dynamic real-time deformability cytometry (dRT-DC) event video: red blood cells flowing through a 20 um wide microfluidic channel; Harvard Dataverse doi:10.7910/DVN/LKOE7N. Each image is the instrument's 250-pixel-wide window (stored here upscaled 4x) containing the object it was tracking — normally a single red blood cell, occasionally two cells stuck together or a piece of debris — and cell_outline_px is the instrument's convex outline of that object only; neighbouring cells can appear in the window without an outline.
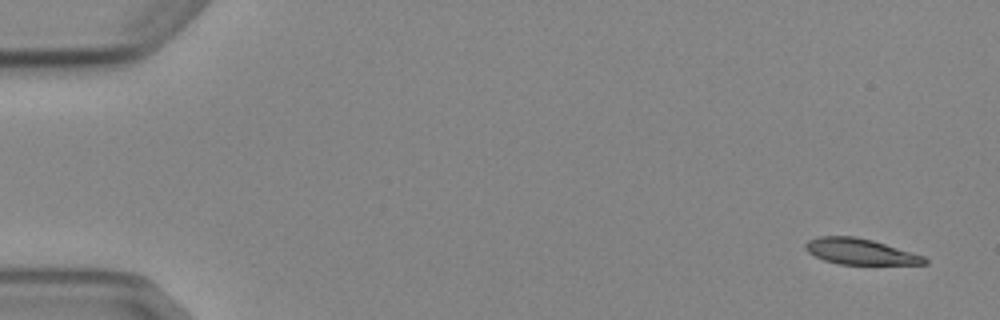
{"species": "Egyptian fruit bat (a non-hibernating species)", "species_latin": "Rousettus aegyptiacus", "temperature_condition": "cold", "stored_images_in_passage": 5, "camera_frame_rate_fps": 3000, "um_per_image_px": 0.085, "animal": {"sex": "female"}, "frame": {"image": 1, "passage_image": 1, "time_ms": 0.0, "image_size_px": [1000, 320], "cell_outline_px": [[928, 264], [840, 264], [824, 260], [808, 252], [804, 248], [804, 244], [808, 240], [820, 236], [856, 236], [872, 240], [924, 256], [928, 260]], "centroid_in_image_um": [73.09, 21.38], "position_along_channel_um": 11.9, "area_um2": 17.8}}
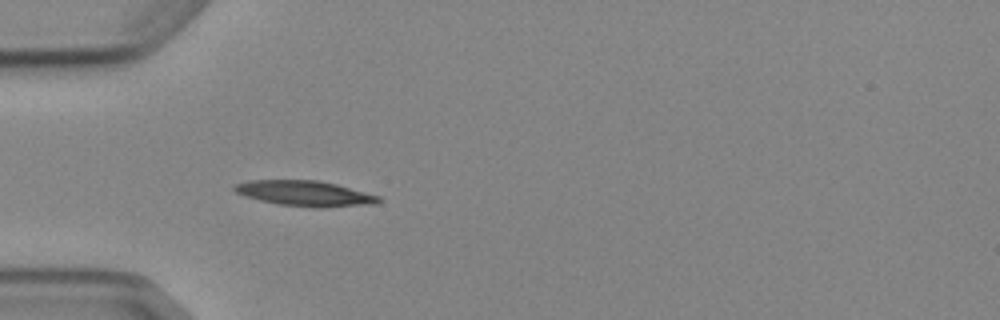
{"frame": {"image": 2, "passage_image": 5, "time_ms": 4.667, "image_size_px": [1000, 320], "cell_outline_px": [[384, 200], [376, 204], [320, 208], [312, 208], [280, 204], [260, 200], [244, 196], [236, 192], [232, 188], [232, 184], [248, 180], [316, 180], [336, 184], [380, 196]], "centroid_in_image_um": [25.92, 16.44], "position_along_channel_um": 59.1, "area_um2": 21.56}}